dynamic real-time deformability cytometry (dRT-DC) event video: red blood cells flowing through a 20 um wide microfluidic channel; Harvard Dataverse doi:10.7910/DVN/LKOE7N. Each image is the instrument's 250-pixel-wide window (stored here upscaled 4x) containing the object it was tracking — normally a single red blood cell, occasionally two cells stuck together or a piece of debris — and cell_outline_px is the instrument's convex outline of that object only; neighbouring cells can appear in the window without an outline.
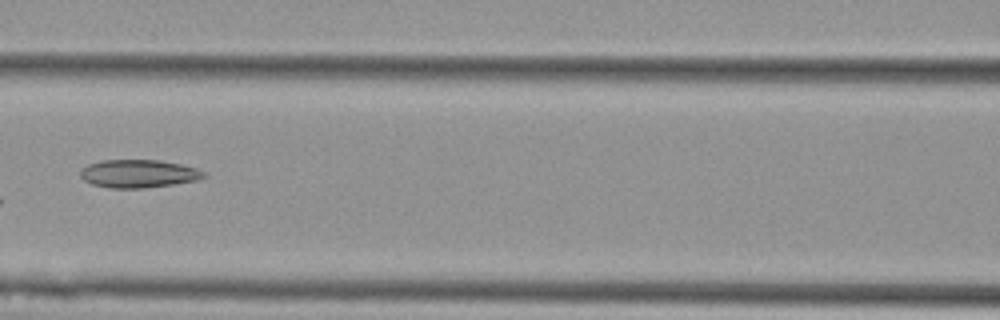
{"species": "Egyptian fruit bat (a non-hibernating species)", "species_latin": "Rousettus aegyptiacus", "temperature_condition": "cold", "stored_images_in_passage": 6, "camera_frame_rate_fps": 3000, "um_per_image_px": 0.085, "animal": {"sex": "female"}, "frame": {"image": 1, "passage_image": 6, "time_ms": 1.667, "image_size_px": [1000, 320], "cell_outline_px": [[208, 176], [200, 180], [144, 188], [112, 188], [92, 184], [84, 180], [80, 176], [80, 172], [88, 164], [100, 160], [160, 160], [180, 164], [196, 168], [204, 172]], "centroid_in_image_um": [11.8, 14.76], "position_along_channel_um": 154.8, "area_um2": 20.17}}